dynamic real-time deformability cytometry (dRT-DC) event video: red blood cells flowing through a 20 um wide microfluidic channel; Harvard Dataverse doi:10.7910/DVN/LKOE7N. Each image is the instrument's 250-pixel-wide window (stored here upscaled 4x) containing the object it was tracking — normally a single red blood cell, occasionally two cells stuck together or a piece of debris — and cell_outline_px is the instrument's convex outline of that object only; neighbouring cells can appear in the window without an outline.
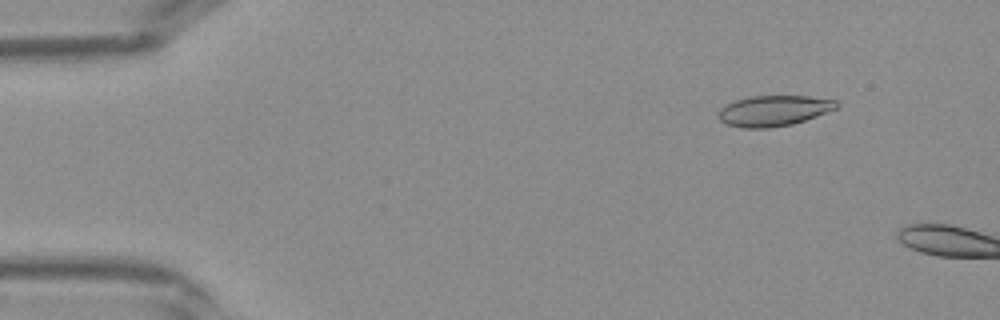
{"species": "Egyptian fruit bat (a non-hibernating species)", "species_latin": "Rousettus aegyptiacus", "temperature_condition": "warm", "stored_images_in_passage": 36, "camera_frame_rate_fps": 3000, "um_per_image_px": 0.085, "frame": {"image": 1, "passage_image": 3, "time_ms": 0.667, "image_size_px": [1000, 320], "cell_outline_px": [[840, 104], [836, 108], [816, 116], [792, 124], [768, 128], [744, 128], [724, 124], [716, 116], [716, 112], [724, 104], [748, 96], [808, 96], [836, 100]], "centroid_in_image_um": [65.69, 9.41], "position_along_channel_um": 19.3, "area_um2": 21.27}}
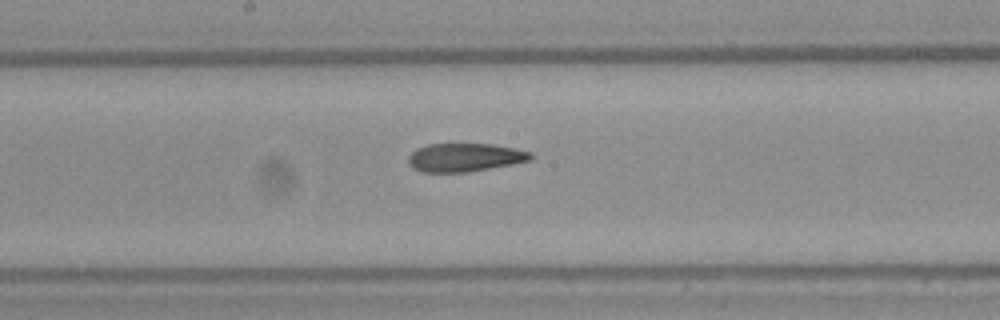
{"frame": {"image": 2, "passage_image": 20, "time_ms": 6.333, "image_size_px": [1000, 320], "cell_outline_px": [[532, 160], [512, 164], [468, 172], [420, 172], [412, 168], [408, 164], [408, 156], [416, 148], [428, 144], [492, 144], [532, 152]], "centroid_in_image_um": [39.47, 13.38], "position_along_channel_um": 208.7, "area_um2": 20.29}}
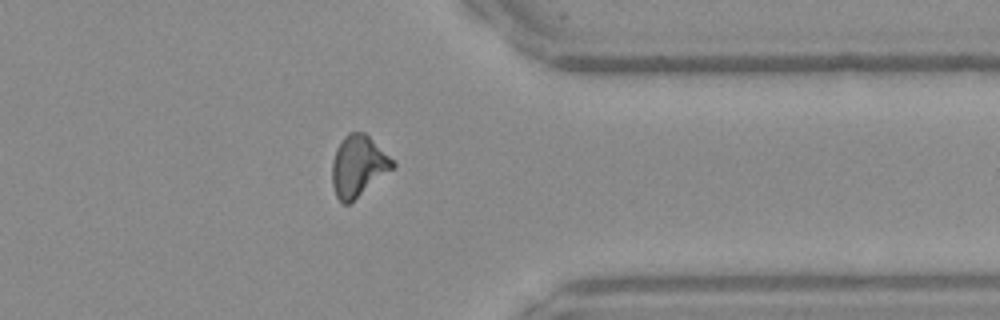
{"frame": {"image": 3, "passage_image": 31, "time_ms": 10.0, "image_size_px": [1000, 320], "cell_outline_px": [[396, 164], [392, 168], [348, 204], [344, 204], [336, 196], [332, 184], [332, 160], [336, 148], [344, 136], [348, 132], [364, 132], [396, 160]], "centroid_in_image_um": [30.44, 14.07], "position_along_channel_um": 381.0, "area_um2": 21.33}}